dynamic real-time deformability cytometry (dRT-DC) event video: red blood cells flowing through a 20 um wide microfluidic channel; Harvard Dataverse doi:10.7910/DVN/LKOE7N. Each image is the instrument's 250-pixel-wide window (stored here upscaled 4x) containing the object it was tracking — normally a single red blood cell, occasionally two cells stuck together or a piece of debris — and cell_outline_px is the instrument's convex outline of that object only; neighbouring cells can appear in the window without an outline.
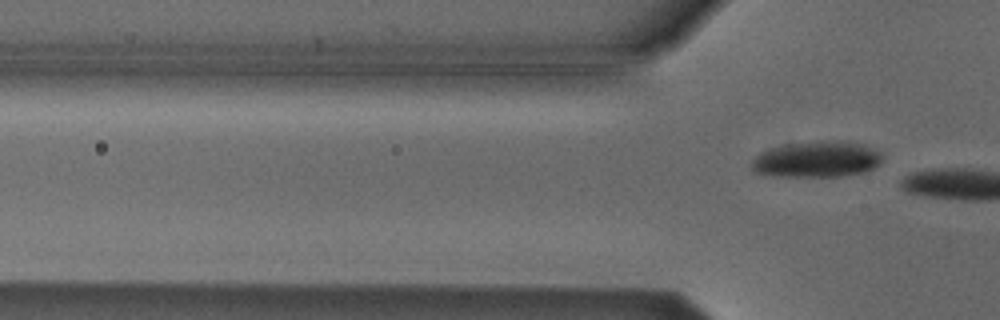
{"species": "Egyptian fruit bat (a non-hibernating species)", "species_latin": "Rousettus aegyptiacus", "temperature_condition": "cold", "stored_images_in_passage": 9, "camera_frame_rate_fps": 3000, "um_per_image_px": 0.085, "animal": {"sex": "male"}, "frame": {"image": 1, "passage_image": 9, "time_ms": 2.667, "image_size_px": [1000, 320], "cell_outline_px": [[884, 156], [880, 164], [864, 172], [840, 176], [776, 176], [756, 172], [752, 168], [752, 160], [760, 152], [784, 144], [816, 140], [844, 140], [860, 144], [880, 152]], "centroid_in_image_um": [69.44, 13.52], "position_along_channel_um": 56.4, "area_um2": 27.57}}